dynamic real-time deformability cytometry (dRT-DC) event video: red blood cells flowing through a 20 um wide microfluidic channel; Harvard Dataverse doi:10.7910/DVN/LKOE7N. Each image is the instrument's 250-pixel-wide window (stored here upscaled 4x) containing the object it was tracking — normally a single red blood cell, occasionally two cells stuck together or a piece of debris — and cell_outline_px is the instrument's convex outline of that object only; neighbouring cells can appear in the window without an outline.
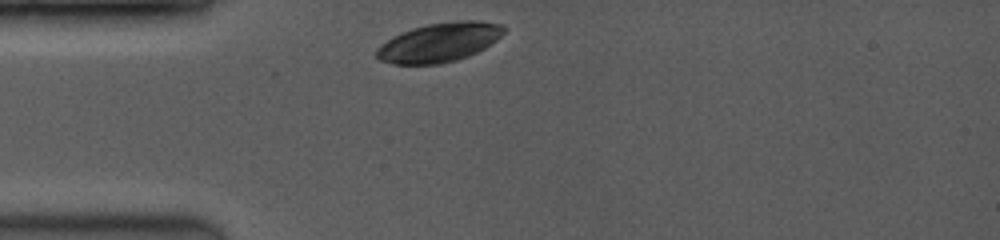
{"species": "common noctule bat (a hibernating species)", "species_latin": "Nyctalus noctula", "temperature_condition": "room temperature", "stored_images_in_passage": 33, "camera_frame_rate_fps": 3500, "um_per_image_px": 0.085, "animal": {"sex": "female", "body_mass_g": 19.0, "forearm_length_mm": 53.3}, "frame": {"image": 1, "passage_image": 1, "time_ms": 0.0, "image_size_px": [1000, 240], "cell_outline_px": [[508, 28], [496, 40], [484, 48], [468, 56], [456, 60], [440, 64], [396, 64], [380, 60], [376, 56], [376, 48], [380, 44], [392, 36], [412, 28], [428, 24], [456, 20], [476, 20], [504, 24]], "centroid_in_image_um": [37.35, 3.58], "position_along_channel_um": 47.6, "area_um2": 29.19}}
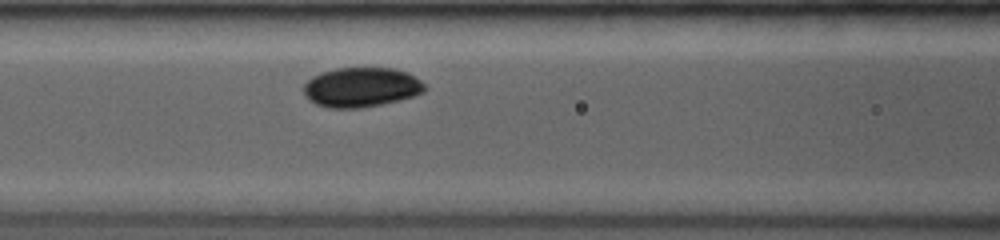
{"frame": {"image": 2, "passage_image": 9, "time_ms": 2.571, "image_size_px": [1000, 240], "cell_outline_px": [[428, 88], [424, 92], [400, 100], [360, 108], [328, 108], [316, 104], [304, 92], [304, 84], [312, 76], [320, 72], [336, 68], [396, 68], [408, 72], [420, 80]], "centroid_in_image_um": [30.74, 7.4], "position_along_channel_um": 135.9, "area_um2": 27.98}}
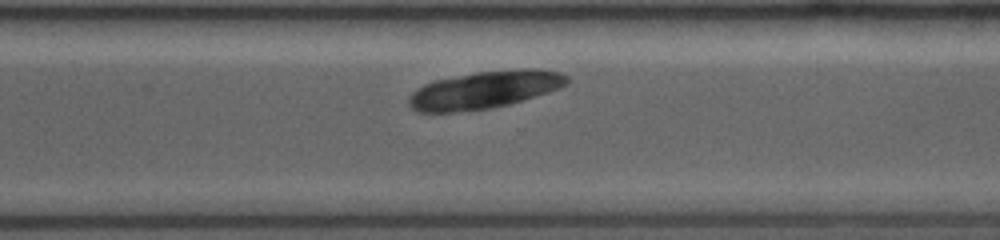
{"frame": {"image": 3, "passage_image": 25, "time_ms": 7.429, "image_size_px": [1000, 240], "cell_outline_px": [[568, 84], [548, 92], [508, 104], [488, 108], [456, 112], [416, 112], [408, 104], [408, 96], [416, 88], [424, 84], [436, 80], [476, 72], [516, 68], [540, 68], [560, 72], [568, 76]], "centroid_in_image_um": [41.18, 7.62], "position_along_channel_um": 329.4, "area_um2": 34.62}}